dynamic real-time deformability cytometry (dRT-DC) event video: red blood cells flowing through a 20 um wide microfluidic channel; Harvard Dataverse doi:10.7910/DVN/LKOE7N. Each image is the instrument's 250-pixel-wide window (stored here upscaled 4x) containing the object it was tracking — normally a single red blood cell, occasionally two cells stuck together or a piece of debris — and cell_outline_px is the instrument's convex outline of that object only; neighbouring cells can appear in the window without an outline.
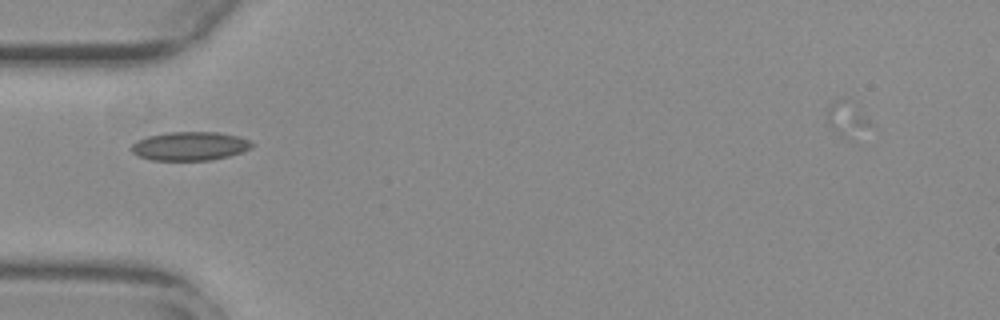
{"species": "common noctule bat (a hibernating species)", "species_latin": "Nyctalus noctula", "temperature_condition": "warm", "stored_images_in_passage": 31, "camera_frame_rate_fps": 3000, "um_per_image_px": 0.085, "animal": {"sex": "female", "body_mass_g": 29.2, "forearm_length_mm": 56.3}, "frame": {"image": 1, "passage_image": 1, "time_ms": 0.0, "image_size_px": [1000, 320], "cell_outline_px": [[252, 148], [244, 152], [212, 160], [152, 160], [140, 156], [132, 152], [128, 148], [136, 140], [148, 136], [168, 132], [220, 132], [236, 136], [248, 140], [252, 144]], "centroid_in_image_um": [16.12, 12.42], "position_along_channel_um": 68.9, "area_um2": 20.23}}